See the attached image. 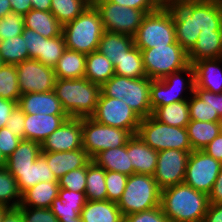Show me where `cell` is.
<instances>
[{"mask_svg":"<svg viewBox=\"0 0 222 222\" xmlns=\"http://www.w3.org/2000/svg\"><path fill=\"white\" fill-rule=\"evenodd\" d=\"M217 1H218L220 8H221V13H222V0H217Z\"/></svg>","mask_w":222,"mask_h":222,"instance_id":"cell-68","label":"cell"},{"mask_svg":"<svg viewBox=\"0 0 222 222\" xmlns=\"http://www.w3.org/2000/svg\"><path fill=\"white\" fill-rule=\"evenodd\" d=\"M53 91L70 118H86L95 112L101 86L86 78L56 79Z\"/></svg>","mask_w":222,"mask_h":222,"instance_id":"cell-2","label":"cell"},{"mask_svg":"<svg viewBox=\"0 0 222 222\" xmlns=\"http://www.w3.org/2000/svg\"><path fill=\"white\" fill-rule=\"evenodd\" d=\"M12 13L11 4L9 0H0V18Z\"/></svg>","mask_w":222,"mask_h":222,"instance_id":"cell-62","label":"cell"},{"mask_svg":"<svg viewBox=\"0 0 222 222\" xmlns=\"http://www.w3.org/2000/svg\"><path fill=\"white\" fill-rule=\"evenodd\" d=\"M160 206L169 222H202L209 207V197L180 183L161 191Z\"/></svg>","mask_w":222,"mask_h":222,"instance_id":"cell-1","label":"cell"},{"mask_svg":"<svg viewBox=\"0 0 222 222\" xmlns=\"http://www.w3.org/2000/svg\"><path fill=\"white\" fill-rule=\"evenodd\" d=\"M120 6L143 10L146 14L157 10L161 5L157 0H109Z\"/></svg>","mask_w":222,"mask_h":222,"instance_id":"cell-54","label":"cell"},{"mask_svg":"<svg viewBox=\"0 0 222 222\" xmlns=\"http://www.w3.org/2000/svg\"><path fill=\"white\" fill-rule=\"evenodd\" d=\"M222 163L202 150L190 152L184 183L197 191L209 194Z\"/></svg>","mask_w":222,"mask_h":222,"instance_id":"cell-13","label":"cell"},{"mask_svg":"<svg viewBox=\"0 0 222 222\" xmlns=\"http://www.w3.org/2000/svg\"><path fill=\"white\" fill-rule=\"evenodd\" d=\"M91 4V0H51L50 12L65 25L78 17Z\"/></svg>","mask_w":222,"mask_h":222,"instance_id":"cell-39","label":"cell"},{"mask_svg":"<svg viewBox=\"0 0 222 222\" xmlns=\"http://www.w3.org/2000/svg\"><path fill=\"white\" fill-rule=\"evenodd\" d=\"M186 1H203V0H166V6H172L174 4H180Z\"/></svg>","mask_w":222,"mask_h":222,"instance_id":"cell-63","label":"cell"},{"mask_svg":"<svg viewBox=\"0 0 222 222\" xmlns=\"http://www.w3.org/2000/svg\"><path fill=\"white\" fill-rule=\"evenodd\" d=\"M127 153L135 173L154 175L158 151L150 148L137 134L133 135L127 142Z\"/></svg>","mask_w":222,"mask_h":222,"instance_id":"cell-22","label":"cell"},{"mask_svg":"<svg viewBox=\"0 0 222 222\" xmlns=\"http://www.w3.org/2000/svg\"><path fill=\"white\" fill-rule=\"evenodd\" d=\"M7 158L3 155V153L0 150V168H3L6 166Z\"/></svg>","mask_w":222,"mask_h":222,"instance_id":"cell-65","label":"cell"},{"mask_svg":"<svg viewBox=\"0 0 222 222\" xmlns=\"http://www.w3.org/2000/svg\"><path fill=\"white\" fill-rule=\"evenodd\" d=\"M5 63L3 62L1 56H0V67H2Z\"/></svg>","mask_w":222,"mask_h":222,"instance_id":"cell-69","label":"cell"},{"mask_svg":"<svg viewBox=\"0 0 222 222\" xmlns=\"http://www.w3.org/2000/svg\"><path fill=\"white\" fill-rule=\"evenodd\" d=\"M24 121H25V113L22 109L16 105L15 108L12 110V113L5 125L8 130L12 134H15L22 140H24Z\"/></svg>","mask_w":222,"mask_h":222,"instance_id":"cell-51","label":"cell"},{"mask_svg":"<svg viewBox=\"0 0 222 222\" xmlns=\"http://www.w3.org/2000/svg\"><path fill=\"white\" fill-rule=\"evenodd\" d=\"M160 5L166 6V0H157Z\"/></svg>","mask_w":222,"mask_h":222,"instance_id":"cell-67","label":"cell"},{"mask_svg":"<svg viewBox=\"0 0 222 222\" xmlns=\"http://www.w3.org/2000/svg\"><path fill=\"white\" fill-rule=\"evenodd\" d=\"M52 213L58 220H69L71 218H78L83 207H69L61 203V198L56 197L50 207Z\"/></svg>","mask_w":222,"mask_h":222,"instance_id":"cell-50","label":"cell"},{"mask_svg":"<svg viewBox=\"0 0 222 222\" xmlns=\"http://www.w3.org/2000/svg\"><path fill=\"white\" fill-rule=\"evenodd\" d=\"M18 73L15 65L4 64L0 67V97L16 101L21 96L18 83Z\"/></svg>","mask_w":222,"mask_h":222,"instance_id":"cell-42","label":"cell"},{"mask_svg":"<svg viewBox=\"0 0 222 222\" xmlns=\"http://www.w3.org/2000/svg\"><path fill=\"white\" fill-rule=\"evenodd\" d=\"M21 198L17 180L5 167L0 168V204L8 208H18Z\"/></svg>","mask_w":222,"mask_h":222,"instance_id":"cell-41","label":"cell"},{"mask_svg":"<svg viewBox=\"0 0 222 222\" xmlns=\"http://www.w3.org/2000/svg\"><path fill=\"white\" fill-rule=\"evenodd\" d=\"M152 79L128 78L113 75L101 86V93L106 97L123 100L142 119L152 115L150 104V85Z\"/></svg>","mask_w":222,"mask_h":222,"instance_id":"cell-4","label":"cell"},{"mask_svg":"<svg viewBox=\"0 0 222 222\" xmlns=\"http://www.w3.org/2000/svg\"><path fill=\"white\" fill-rule=\"evenodd\" d=\"M127 179L128 175L115 171H106L105 185L107 189V200L118 203L125 190Z\"/></svg>","mask_w":222,"mask_h":222,"instance_id":"cell-44","label":"cell"},{"mask_svg":"<svg viewBox=\"0 0 222 222\" xmlns=\"http://www.w3.org/2000/svg\"><path fill=\"white\" fill-rule=\"evenodd\" d=\"M115 75L112 62L99 51L86 55V71L84 78L102 86Z\"/></svg>","mask_w":222,"mask_h":222,"instance_id":"cell-34","label":"cell"},{"mask_svg":"<svg viewBox=\"0 0 222 222\" xmlns=\"http://www.w3.org/2000/svg\"><path fill=\"white\" fill-rule=\"evenodd\" d=\"M189 156L190 152L176 149L158 151L157 166L153 177L161 191L184 183Z\"/></svg>","mask_w":222,"mask_h":222,"instance_id":"cell-15","label":"cell"},{"mask_svg":"<svg viewBox=\"0 0 222 222\" xmlns=\"http://www.w3.org/2000/svg\"><path fill=\"white\" fill-rule=\"evenodd\" d=\"M7 170L17 180L21 193L39 182L58 181L42 155L36 159L32 166Z\"/></svg>","mask_w":222,"mask_h":222,"instance_id":"cell-24","label":"cell"},{"mask_svg":"<svg viewBox=\"0 0 222 222\" xmlns=\"http://www.w3.org/2000/svg\"><path fill=\"white\" fill-rule=\"evenodd\" d=\"M24 30L23 16L10 13L0 18V41L19 36Z\"/></svg>","mask_w":222,"mask_h":222,"instance_id":"cell-45","label":"cell"},{"mask_svg":"<svg viewBox=\"0 0 222 222\" xmlns=\"http://www.w3.org/2000/svg\"><path fill=\"white\" fill-rule=\"evenodd\" d=\"M143 65L149 79L158 80L190 65L188 53L178 42L141 50Z\"/></svg>","mask_w":222,"mask_h":222,"instance_id":"cell-8","label":"cell"},{"mask_svg":"<svg viewBox=\"0 0 222 222\" xmlns=\"http://www.w3.org/2000/svg\"><path fill=\"white\" fill-rule=\"evenodd\" d=\"M0 56L5 64L17 65L29 59L23 35L0 41Z\"/></svg>","mask_w":222,"mask_h":222,"instance_id":"cell-40","label":"cell"},{"mask_svg":"<svg viewBox=\"0 0 222 222\" xmlns=\"http://www.w3.org/2000/svg\"><path fill=\"white\" fill-rule=\"evenodd\" d=\"M12 13L24 16L32 9L31 0H9Z\"/></svg>","mask_w":222,"mask_h":222,"instance_id":"cell-59","label":"cell"},{"mask_svg":"<svg viewBox=\"0 0 222 222\" xmlns=\"http://www.w3.org/2000/svg\"><path fill=\"white\" fill-rule=\"evenodd\" d=\"M83 148L82 118H68L41 144V152H66Z\"/></svg>","mask_w":222,"mask_h":222,"instance_id":"cell-16","label":"cell"},{"mask_svg":"<svg viewBox=\"0 0 222 222\" xmlns=\"http://www.w3.org/2000/svg\"><path fill=\"white\" fill-rule=\"evenodd\" d=\"M23 222H59L50 208L18 207Z\"/></svg>","mask_w":222,"mask_h":222,"instance_id":"cell-47","label":"cell"},{"mask_svg":"<svg viewBox=\"0 0 222 222\" xmlns=\"http://www.w3.org/2000/svg\"><path fill=\"white\" fill-rule=\"evenodd\" d=\"M132 136L127 130L100 124L91 117L82 118L83 149L91 159L103 150L125 146Z\"/></svg>","mask_w":222,"mask_h":222,"instance_id":"cell-10","label":"cell"},{"mask_svg":"<svg viewBox=\"0 0 222 222\" xmlns=\"http://www.w3.org/2000/svg\"><path fill=\"white\" fill-rule=\"evenodd\" d=\"M123 222H169L161 206L123 217Z\"/></svg>","mask_w":222,"mask_h":222,"instance_id":"cell-48","label":"cell"},{"mask_svg":"<svg viewBox=\"0 0 222 222\" xmlns=\"http://www.w3.org/2000/svg\"><path fill=\"white\" fill-rule=\"evenodd\" d=\"M68 118V115L25 114L24 140L42 144Z\"/></svg>","mask_w":222,"mask_h":222,"instance_id":"cell-19","label":"cell"},{"mask_svg":"<svg viewBox=\"0 0 222 222\" xmlns=\"http://www.w3.org/2000/svg\"><path fill=\"white\" fill-rule=\"evenodd\" d=\"M208 197H209V204L222 203V166L215 180V183L213 184L212 190L208 194Z\"/></svg>","mask_w":222,"mask_h":222,"instance_id":"cell-57","label":"cell"},{"mask_svg":"<svg viewBox=\"0 0 222 222\" xmlns=\"http://www.w3.org/2000/svg\"><path fill=\"white\" fill-rule=\"evenodd\" d=\"M87 165L82 168L72 170L58 180L60 188L70 191L84 192L86 189Z\"/></svg>","mask_w":222,"mask_h":222,"instance_id":"cell-46","label":"cell"},{"mask_svg":"<svg viewBox=\"0 0 222 222\" xmlns=\"http://www.w3.org/2000/svg\"><path fill=\"white\" fill-rule=\"evenodd\" d=\"M186 128L193 151L202 150L222 131V122L190 120Z\"/></svg>","mask_w":222,"mask_h":222,"instance_id":"cell-33","label":"cell"},{"mask_svg":"<svg viewBox=\"0 0 222 222\" xmlns=\"http://www.w3.org/2000/svg\"><path fill=\"white\" fill-rule=\"evenodd\" d=\"M59 222H82L81 216L78 218H71L69 220H59Z\"/></svg>","mask_w":222,"mask_h":222,"instance_id":"cell-66","label":"cell"},{"mask_svg":"<svg viewBox=\"0 0 222 222\" xmlns=\"http://www.w3.org/2000/svg\"><path fill=\"white\" fill-rule=\"evenodd\" d=\"M202 222H222V203L209 204Z\"/></svg>","mask_w":222,"mask_h":222,"instance_id":"cell-58","label":"cell"},{"mask_svg":"<svg viewBox=\"0 0 222 222\" xmlns=\"http://www.w3.org/2000/svg\"><path fill=\"white\" fill-rule=\"evenodd\" d=\"M133 39L134 45L140 50L176 43L171 9L161 5L157 10L147 13Z\"/></svg>","mask_w":222,"mask_h":222,"instance_id":"cell-5","label":"cell"},{"mask_svg":"<svg viewBox=\"0 0 222 222\" xmlns=\"http://www.w3.org/2000/svg\"><path fill=\"white\" fill-rule=\"evenodd\" d=\"M1 222H23L21 213L17 208H10L3 216Z\"/></svg>","mask_w":222,"mask_h":222,"instance_id":"cell-60","label":"cell"},{"mask_svg":"<svg viewBox=\"0 0 222 222\" xmlns=\"http://www.w3.org/2000/svg\"><path fill=\"white\" fill-rule=\"evenodd\" d=\"M96 122L129 131L132 135L138 132L141 118L123 100L106 97L100 93L94 114Z\"/></svg>","mask_w":222,"mask_h":222,"instance_id":"cell-12","label":"cell"},{"mask_svg":"<svg viewBox=\"0 0 222 222\" xmlns=\"http://www.w3.org/2000/svg\"><path fill=\"white\" fill-rule=\"evenodd\" d=\"M222 57L203 59L193 64L194 87H199L213 93H222Z\"/></svg>","mask_w":222,"mask_h":222,"instance_id":"cell-23","label":"cell"},{"mask_svg":"<svg viewBox=\"0 0 222 222\" xmlns=\"http://www.w3.org/2000/svg\"><path fill=\"white\" fill-rule=\"evenodd\" d=\"M86 71V54L65 49L62 57L54 67L56 79L84 78Z\"/></svg>","mask_w":222,"mask_h":222,"instance_id":"cell-32","label":"cell"},{"mask_svg":"<svg viewBox=\"0 0 222 222\" xmlns=\"http://www.w3.org/2000/svg\"><path fill=\"white\" fill-rule=\"evenodd\" d=\"M58 196L61 198V203L69 207H84L87 202L84 192L70 191L65 188L59 189Z\"/></svg>","mask_w":222,"mask_h":222,"instance_id":"cell-53","label":"cell"},{"mask_svg":"<svg viewBox=\"0 0 222 222\" xmlns=\"http://www.w3.org/2000/svg\"><path fill=\"white\" fill-rule=\"evenodd\" d=\"M137 135L152 149H176L192 152L186 127L169 126L152 115L142 118Z\"/></svg>","mask_w":222,"mask_h":222,"instance_id":"cell-7","label":"cell"},{"mask_svg":"<svg viewBox=\"0 0 222 222\" xmlns=\"http://www.w3.org/2000/svg\"><path fill=\"white\" fill-rule=\"evenodd\" d=\"M59 189L58 181L39 182L22 193L19 207L50 208Z\"/></svg>","mask_w":222,"mask_h":222,"instance_id":"cell-26","label":"cell"},{"mask_svg":"<svg viewBox=\"0 0 222 222\" xmlns=\"http://www.w3.org/2000/svg\"><path fill=\"white\" fill-rule=\"evenodd\" d=\"M103 33L101 17L92 3L73 21L63 25L62 31L66 48L86 55L98 49Z\"/></svg>","mask_w":222,"mask_h":222,"instance_id":"cell-3","label":"cell"},{"mask_svg":"<svg viewBox=\"0 0 222 222\" xmlns=\"http://www.w3.org/2000/svg\"><path fill=\"white\" fill-rule=\"evenodd\" d=\"M21 138L12 134L6 127L0 129V150L8 158L21 142Z\"/></svg>","mask_w":222,"mask_h":222,"instance_id":"cell-52","label":"cell"},{"mask_svg":"<svg viewBox=\"0 0 222 222\" xmlns=\"http://www.w3.org/2000/svg\"><path fill=\"white\" fill-rule=\"evenodd\" d=\"M116 75L128 78L147 77L141 50L135 45L119 60L114 67Z\"/></svg>","mask_w":222,"mask_h":222,"instance_id":"cell-38","label":"cell"},{"mask_svg":"<svg viewBox=\"0 0 222 222\" xmlns=\"http://www.w3.org/2000/svg\"><path fill=\"white\" fill-rule=\"evenodd\" d=\"M23 38L28 49L29 59H38L42 53L43 36L38 32L25 28L23 30Z\"/></svg>","mask_w":222,"mask_h":222,"instance_id":"cell-49","label":"cell"},{"mask_svg":"<svg viewBox=\"0 0 222 222\" xmlns=\"http://www.w3.org/2000/svg\"><path fill=\"white\" fill-rule=\"evenodd\" d=\"M92 161L105 171H115L128 176L135 173L130 160V154L127 153V144L122 147L103 150Z\"/></svg>","mask_w":222,"mask_h":222,"instance_id":"cell-27","label":"cell"},{"mask_svg":"<svg viewBox=\"0 0 222 222\" xmlns=\"http://www.w3.org/2000/svg\"><path fill=\"white\" fill-rule=\"evenodd\" d=\"M82 222H123V214L116 202L88 201L81 211Z\"/></svg>","mask_w":222,"mask_h":222,"instance_id":"cell-30","label":"cell"},{"mask_svg":"<svg viewBox=\"0 0 222 222\" xmlns=\"http://www.w3.org/2000/svg\"><path fill=\"white\" fill-rule=\"evenodd\" d=\"M222 57V31H201L194 47L188 52L191 65L203 59Z\"/></svg>","mask_w":222,"mask_h":222,"instance_id":"cell-25","label":"cell"},{"mask_svg":"<svg viewBox=\"0 0 222 222\" xmlns=\"http://www.w3.org/2000/svg\"><path fill=\"white\" fill-rule=\"evenodd\" d=\"M17 105L25 114L67 115L54 91L23 94Z\"/></svg>","mask_w":222,"mask_h":222,"instance_id":"cell-21","label":"cell"},{"mask_svg":"<svg viewBox=\"0 0 222 222\" xmlns=\"http://www.w3.org/2000/svg\"><path fill=\"white\" fill-rule=\"evenodd\" d=\"M106 171L94 161L87 164L85 196L88 201L107 200Z\"/></svg>","mask_w":222,"mask_h":222,"instance_id":"cell-36","label":"cell"},{"mask_svg":"<svg viewBox=\"0 0 222 222\" xmlns=\"http://www.w3.org/2000/svg\"><path fill=\"white\" fill-rule=\"evenodd\" d=\"M66 49L63 34L54 38L43 37V47L40 57L37 59L46 66L54 68Z\"/></svg>","mask_w":222,"mask_h":222,"instance_id":"cell-43","label":"cell"},{"mask_svg":"<svg viewBox=\"0 0 222 222\" xmlns=\"http://www.w3.org/2000/svg\"><path fill=\"white\" fill-rule=\"evenodd\" d=\"M183 74L187 79L183 77ZM194 85V68L191 64L181 71L166 75L164 78L152 80L150 85L152 112L157 107L188 100L190 97L183 95V93L185 94L186 90H189L188 92L192 94Z\"/></svg>","mask_w":222,"mask_h":222,"instance_id":"cell-9","label":"cell"},{"mask_svg":"<svg viewBox=\"0 0 222 222\" xmlns=\"http://www.w3.org/2000/svg\"><path fill=\"white\" fill-rule=\"evenodd\" d=\"M188 99L190 120L222 122V93L194 87Z\"/></svg>","mask_w":222,"mask_h":222,"instance_id":"cell-18","label":"cell"},{"mask_svg":"<svg viewBox=\"0 0 222 222\" xmlns=\"http://www.w3.org/2000/svg\"><path fill=\"white\" fill-rule=\"evenodd\" d=\"M41 155V144L31 140H21L12 155L7 158L6 169L26 168L32 166Z\"/></svg>","mask_w":222,"mask_h":222,"instance_id":"cell-37","label":"cell"},{"mask_svg":"<svg viewBox=\"0 0 222 222\" xmlns=\"http://www.w3.org/2000/svg\"><path fill=\"white\" fill-rule=\"evenodd\" d=\"M161 190L152 175L128 176L125 190L117 205L123 216L160 206Z\"/></svg>","mask_w":222,"mask_h":222,"instance_id":"cell-6","label":"cell"},{"mask_svg":"<svg viewBox=\"0 0 222 222\" xmlns=\"http://www.w3.org/2000/svg\"><path fill=\"white\" fill-rule=\"evenodd\" d=\"M134 46L133 36L104 31L98 49L115 67L119 61Z\"/></svg>","mask_w":222,"mask_h":222,"instance_id":"cell-28","label":"cell"},{"mask_svg":"<svg viewBox=\"0 0 222 222\" xmlns=\"http://www.w3.org/2000/svg\"><path fill=\"white\" fill-rule=\"evenodd\" d=\"M202 151L222 163V131Z\"/></svg>","mask_w":222,"mask_h":222,"instance_id":"cell-55","label":"cell"},{"mask_svg":"<svg viewBox=\"0 0 222 222\" xmlns=\"http://www.w3.org/2000/svg\"><path fill=\"white\" fill-rule=\"evenodd\" d=\"M16 105V101L7 100L0 97V129L5 127L12 110Z\"/></svg>","mask_w":222,"mask_h":222,"instance_id":"cell-56","label":"cell"},{"mask_svg":"<svg viewBox=\"0 0 222 222\" xmlns=\"http://www.w3.org/2000/svg\"><path fill=\"white\" fill-rule=\"evenodd\" d=\"M152 116L169 126L187 127L190 122L188 100L157 107Z\"/></svg>","mask_w":222,"mask_h":222,"instance_id":"cell-35","label":"cell"},{"mask_svg":"<svg viewBox=\"0 0 222 222\" xmlns=\"http://www.w3.org/2000/svg\"><path fill=\"white\" fill-rule=\"evenodd\" d=\"M169 8L173 15L176 42L188 53L199 36L195 25V1L174 4Z\"/></svg>","mask_w":222,"mask_h":222,"instance_id":"cell-17","label":"cell"},{"mask_svg":"<svg viewBox=\"0 0 222 222\" xmlns=\"http://www.w3.org/2000/svg\"><path fill=\"white\" fill-rule=\"evenodd\" d=\"M195 25L201 31H222V13L217 0L195 1Z\"/></svg>","mask_w":222,"mask_h":222,"instance_id":"cell-31","label":"cell"},{"mask_svg":"<svg viewBox=\"0 0 222 222\" xmlns=\"http://www.w3.org/2000/svg\"><path fill=\"white\" fill-rule=\"evenodd\" d=\"M15 66L21 95L54 90L56 81L54 68L44 65L36 59H27Z\"/></svg>","mask_w":222,"mask_h":222,"instance_id":"cell-14","label":"cell"},{"mask_svg":"<svg viewBox=\"0 0 222 222\" xmlns=\"http://www.w3.org/2000/svg\"><path fill=\"white\" fill-rule=\"evenodd\" d=\"M56 179L87 165L92 159L83 148L66 152H41Z\"/></svg>","mask_w":222,"mask_h":222,"instance_id":"cell-20","label":"cell"},{"mask_svg":"<svg viewBox=\"0 0 222 222\" xmlns=\"http://www.w3.org/2000/svg\"><path fill=\"white\" fill-rule=\"evenodd\" d=\"M101 17L104 31L134 36L146 13L143 10L120 6L109 0H91Z\"/></svg>","mask_w":222,"mask_h":222,"instance_id":"cell-11","label":"cell"},{"mask_svg":"<svg viewBox=\"0 0 222 222\" xmlns=\"http://www.w3.org/2000/svg\"><path fill=\"white\" fill-rule=\"evenodd\" d=\"M10 208H8L5 205L0 204V222L4 216V214L9 210Z\"/></svg>","mask_w":222,"mask_h":222,"instance_id":"cell-64","label":"cell"},{"mask_svg":"<svg viewBox=\"0 0 222 222\" xmlns=\"http://www.w3.org/2000/svg\"><path fill=\"white\" fill-rule=\"evenodd\" d=\"M32 9L41 11H50L51 0H31Z\"/></svg>","mask_w":222,"mask_h":222,"instance_id":"cell-61","label":"cell"},{"mask_svg":"<svg viewBox=\"0 0 222 222\" xmlns=\"http://www.w3.org/2000/svg\"><path fill=\"white\" fill-rule=\"evenodd\" d=\"M24 27L38 32L45 38L62 35L63 25L50 11L31 9L23 16Z\"/></svg>","mask_w":222,"mask_h":222,"instance_id":"cell-29","label":"cell"}]
</instances>
